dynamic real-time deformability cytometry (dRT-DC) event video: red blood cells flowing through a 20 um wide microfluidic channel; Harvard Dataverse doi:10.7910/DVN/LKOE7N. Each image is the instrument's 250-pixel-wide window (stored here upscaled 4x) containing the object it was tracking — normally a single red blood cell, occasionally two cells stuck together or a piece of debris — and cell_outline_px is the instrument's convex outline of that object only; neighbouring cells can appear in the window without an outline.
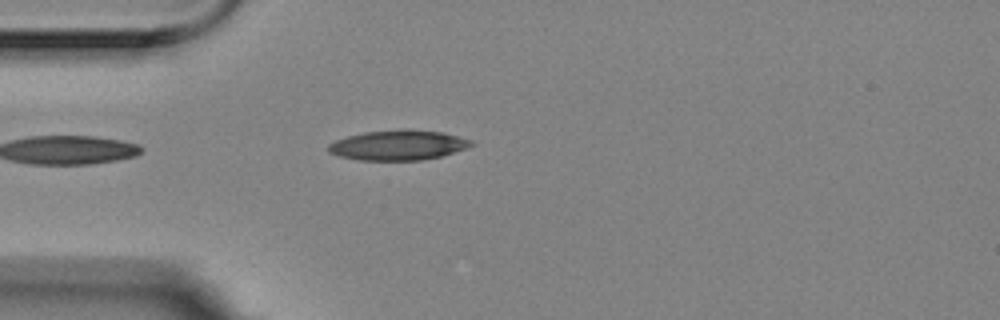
{"species": "Egyptian fruit bat (a non-hibernating species)", "species_latin": "Rousettus aegyptiacus", "temperature_condition": "room temperature", "stored_images_in_passage": 3, "camera_frame_rate_fps": 3000, "um_per_image_px": 0.085, "animal": {"sex": "female"}, "frame": {"image": 1, "passage_image": 3, "time_ms": 0.667, "image_size_px": [1000, 320], "cell_outline_px": [[476, 144], [440, 156], [420, 160], [360, 160], [340, 156], [328, 152], [328, 144], [336, 140], [348, 136], [364, 132], [404, 128], [408, 128], [440, 132], [472, 140]], "centroid_in_image_um": [33.82, 12.32], "position_along_channel_um": 51.2, "area_um2": 24.85}}